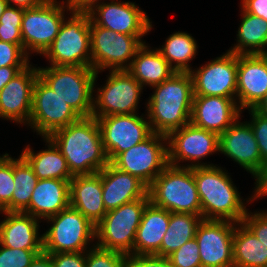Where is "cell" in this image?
I'll use <instances>...</instances> for the list:
<instances>
[{
  "instance_id": "cell-1",
  "label": "cell",
  "mask_w": 267,
  "mask_h": 267,
  "mask_svg": "<svg viewBox=\"0 0 267 267\" xmlns=\"http://www.w3.org/2000/svg\"><path fill=\"white\" fill-rule=\"evenodd\" d=\"M65 157L73 175L100 172L108 163L97 119L81 117L48 137Z\"/></svg>"
},
{
  "instance_id": "cell-2",
  "label": "cell",
  "mask_w": 267,
  "mask_h": 267,
  "mask_svg": "<svg viewBox=\"0 0 267 267\" xmlns=\"http://www.w3.org/2000/svg\"><path fill=\"white\" fill-rule=\"evenodd\" d=\"M151 88L154 91L146 102L145 118L152 132L168 136L190 122L194 96L190 73L176 72Z\"/></svg>"
},
{
  "instance_id": "cell-3",
  "label": "cell",
  "mask_w": 267,
  "mask_h": 267,
  "mask_svg": "<svg viewBox=\"0 0 267 267\" xmlns=\"http://www.w3.org/2000/svg\"><path fill=\"white\" fill-rule=\"evenodd\" d=\"M201 203L202 219L242 222L247 209L245 199L222 167L200 166L193 168Z\"/></svg>"
},
{
  "instance_id": "cell-4",
  "label": "cell",
  "mask_w": 267,
  "mask_h": 267,
  "mask_svg": "<svg viewBox=\"0 0 267 267\" xmlns=\"http://www.w3.org/2000/svg\"><path fill=\"white\" fill-rule=\"evenodd\" d=\"M39 78L80 117H91L98 72L88 67H38Z\"/></svg>"
},
{
  "instance_id": "cell-5",
  "label": "cell",
  "mask_w": 267,
  "mask_h": 267,
  "mask_svg": "<svg viewBox=\"0 0 267 267\" xmlns=\"http://www.w3.org/2000/svg\"><path fill=\"white\" fill-rule=\"evenodd\" d=\"M148 195L153 205L169 212L202 217L193 168L168 165L148 187Z\"/></svg>"
},
{
  "instance_id": "cell-6",
  "label": "cell",
  "mask_w": 267,
  "mask_h": 267,
  "mask_svg": "<svg viewBox=\"0 0 267 267\" xmlns=\"http://www.w3.org/2000/svg\"><path fill=\"white\" fill-rule=\"evenodd\" d=\"M59 32L42 54L51 66L91 68L90 17L88 12L70 11Z\"/></svg>"
},
{
  "instance_id": "cell-7",
  "label": "cell",
  "mask_w": 267,
  "mask_h": 267,
  "mask_svg": "<svg viewBox=\"0 0 267 267\" xmlns=\"http://www.w3.org/2000/svg\"><path fill=\"white\" fill-rule=\"evenodd\" d=\"M150 202L149 195L144 198L121 205L107 211L102 220L95 226V245L125 255H133L136 231L141 222L146 205Z\"/></svg>"
},
{
  "instance_id": "cell-8",
  "label": "cell",
  "mask_w": 267,
  "mask_h": 267,
  "mask_svg": "<svg viewBox=\"0 0 267 267\" xmlns=\"http://www.w3.org/2000/svg\"><path fill=\"white\" fill-rule=\"evenodd\" d=\"M46 221L52 225L42 234L44 253L86 252L96 240L95 225L71 206Z\"/></svg>"
},
{
  "instance_id": "cell-9",
  "label": "cell",
  "mask_w": 267,
  "mask_h": 267,
  "mask_svg": "<svg viewBox=\"0 0 267 267\" xmlns=\"http://www.w3.org/2000/svg\"><path fill=\"white\" fill-rule=\"evenodd\" d=\"M144 43L142 37L116 33L90 20L91 68L95 72L127 70Z\"/></svg>"
},
{
  "instance_id": "cell-10",
  "label": "cell",
  "mask_w": 267,
  "mask_h": 267,
  "mask_svg": "<svg viewBox=\"0 0 267 267\" xmlns=\"http://www.w3.org/2000/svg\"><path fill=\"white\" fill-rule=\"evenodd\" d=\"M64 4V0H44L37 7L24 9L21 35L28 55L37 53L41 56L54 41L66 17L65 12L71 11Z\"/></svg>"
},
{
  "instance_id": "cell-11",
  "label": "cell",
  "mask_w": 267,
  "mask_h": 267,
  "mask_svg": "<svg viewBox=\"0 0 267 267\" xmlns=\"http://www.w3.org/2000/svg\"><path fill=\"white\" fill-rule=\"evenodd\" d=\"M110 163L149 187L169 165L167 136L153 132L144 141L119 153Z\"/></svg>"
},
{
  "instance_id": "cell-12",
  "label": "cell",
  "mask_w": 267,
  "mask_h": 267,
  "mask_svg": "<svg viewBox=\"0 0 267 267\" xmlns=\"http://www.w3.org/2000/svg\"><path fill=\"white\" fill-rule=\"evenodd\" d=\"M105 85L93 97L94 118L137 113L143 86L127 70H109Z\"/></svg>"
},
{
  "instance_id": "cell-13",
  "label": "cell",
  "mask_w": 267,
  "mask_h": 267,
  "mask_svg": "<svg viewBox=\"0 0 267 267\" xmlns=\"http://www.w3.org/2000/svg\"><path fill=\"white\" fill-rule=\"evenodd\" d=\"M167 142L168 163L176 167L213 166L214 164L202 163L200 160L219 152V135L199 128L191 122L171 132L167 136ZM184 161L191 163L182 166L180 163Z\"/></svg>"
},
{
  "instance_id": "cell-14",
  "label": "cell",
  "mask_w": 267,
  "mask_h": 267,
  "mask_svg": "<svg viewBox=\"0 0 267 267\" xmlns=\"http://www.w3.org/2000/svg\"><path fill=\"white\" fill-rule=\"evenodd\" d=\"M81 117L52 91L39 77L32 97V108L28 125L42 138L49 137L58 129L78 121Z\"/></svg>"
},
{
  "instance_id": "cell-15",
  "label": "cell",
  "mask_w": 267,
  "mask_h": 267,
  "mask_svg": "<svg viewBox=\"0 0 267 267\" xmlns=\"http://www.w3.org/2000/svg\"><path fill=\"white\" fill-rule=\"evenodd\" d=\"M144 116L134 113L96 118L109 162L153 133Z\"/></svg>"
},
{
  "instance_id": "cell-16",
  "label": "cell",
  "mask_w": 267,
  "mask_h": 267,
  "mask_svg": "<svg viewBox=\"0 0 267 267\" xmlns=\"http://www.w3.org/2000/svg\"><path fill=\"white\" fill-rule=\"evenodd\" d=\"M189 73L194 96L236 98L237 54L227 51Z\"/></svg>"
},
{
  "instance_id": "cell-17",
  "label": "cell",
  "mask_w": 267,
  "mask_h": 267,
  "mask_svg": "<svg viewBox=\"0 0 267 267\" xmlns=\"http://www.w3.org/2000/svg\"><path fill=\"white\" fill-rule=\"evenodd\" d=\"M234 229L232 221L202 219L195 233L202 267H233Z\"/></svg>"
},
{
  "instance_id": "cell-18",
  "label": "cell",
  "mask_w": 267,
  "mask_h": 267,
  "mask_svg": "<svg viewBox=\"0 0 267 267\" xmlns=\"http://www.w3.org/2000/svg\"><path fill=\"white\" fill-rule=\"evenodd\" d=\"M90 20L97 26L113 30L116 33L143 37L153 28L146 12L135 2H102L89 12Z\"/></svg>"
},
{
  "instance_id": "cell-19",
  "label": "cell",
  "mask_w": 267,
  "mask_h": 267,
  "mask_svg": "<svg viewBox=\"0 0 267 267\" xmlns=\"http://www.w3.org/2000/svg\"><path fill=\"white\" fill-rule=\"evenodd\" d=\"M219 152L246 169L254 179L265 167L250 124L240 122L239 118L219 135Z\"/></svg>"
},
{
  "instance_id": "cell-20",
  "label": "cell",
  "mask_w": 267,
  "mask_h": 267,
  "mask_svg": "<svg viewBox=\"0 0 267 267\" xmlns=\"http://www.w3.org/2000/svg\"><path fill=\"white\" fill-rule=\"evenodd\" d=\"M267 98V58L263 54L237 55L239 108H258Z\"/></svg>"
},
{
  "instance_id": "cell-21",
  "label": "cell",
  "mask_w": 267,
  "mask_h": 267,
  "mask_svg": "<svg viewBox=\"0 0 267 267\" xmlns=\"http://www.w3.org/2000/svg\"><path fill=\"white\" fill-rule=\"evenodd\" d=\"M38 67L29 65L0 91V118L28 125Z\"/></svg>"
},
{
  "instance_id": "cell-22",
  "label": "cell",
  "mask_w": 267,
  "mask_h": 267,
  "mask_svg": "<svg viewBox=\"0 0 267 267\" xmlns=\"http://www.w3.org/2000/svg\"><path fill=\"white\" fill-rule=\"evenodd\" d=\"M241 113L236 98L193 96L190 122L220 135L242 117Z\"/></svg>"
},
{
  "instance_id": "cell-23",
  "label": "cell",
  "mask_w": 267,
  "mask_h": 267,
  "mask_svg": "<svg viewBox=\"0 0 267 267\" xmlns=\"http://www.w3.org/2000/svg\"><path fill=\"white\" fill-rule=\"evenodd\" d=\"M100 174L106 211L144 198L148 194V187L142 181L117 169L110 162L100 171Z\"/></svg>"
},
{
  "instance_id": "cell-24",
  "label": "cell",
  "mask_w": 267,
  "mask_h": 267,
  "mask_svg": "<svg viewBox=\"0 0 267 267\" xmlns=\"http://www.w3.org/2000/svg\"><path fill=\"white\" fill-rule=\"evenodd\" d=\"M5 214L0 221V244L7 248L43 250V235L39 219L24 212L0 211Z\"/></svg>"
},
{
  "instance_id": "cell-25",
  "label": "cell",
  "mask_w": 267,
  "mask_h": 267,
  "mask_svg": "<svg viewBox=\"0 0 267 267\" xmlns=\"http://www.w3.org/2000/svg\"><path fill=\"white\" fill-rule=\"evenodd\" d=\"M70 206L78 210L93 225H97L107 213L102 198L100 172L74 175L70 180Z\"/></svg>"
},
{
  "instance_id": "cell-26",
  "label": "cell",
  "mask_w": 267,
  "mask_h": 267,
  "mask_svg": "<svg viewBox=\"0 0 267 267\" xmlns=\"http://www.w3.org/2000/svg\"><path fill=\"white\" fill-rule=\"evenodd\" d=\"M70 180H38L24 213L44 221L70 206Z\"/></svg>"
},
{
  "instance_id": "cell-27",
  "label": "cell",
  "mask_w": 267,
  "mask_h": 267,
  "mask_svg": "<svg viewBox=\"0 0 267 267\" xmlns=\"http://www.w3.org/2000/svg\"><path fill=\"white\" fill-rule=\"evenodd\" d=\"M170 221V212L149 202L144 208L141 222L136 231L133 255L155 254Z\"/></svg>"
},
{
  "instance_id": "cell-28",
  "label": "cell",
  "mask_w": 267,
  "mask_h": 267,
  "mask_svg": "<svg viewBox=\"0 0 267 267\" xmlns=\"http://www.w3.org/2000/svg\"><path fill=\"white\" fill-rule=\"evenodd\" d=\"M127 71L143 88L158 85L176 73L161 53L146 43L137 51Z\"/></svg>"
},
{
  "instance_id": "cell-29",
  "label": "cell",
  "mask_w": 267,
  "mask_h": 267,
  "mask_svg": "<svg viewBox=\"0 0 267 267\" xmlns=\"http://www.w3.org/2000/svg\"><path fill=\"white\" fill-rule=\"evenodd\" d=\"M43 140L46 142L47 149L35 153L27 145L23 149L21 156L33 168L34 174L40 180H71L74 175L70 172L66 159L61 151L48 137L43 138Z\"/></svg>"
},
{
  "instance_id": "cell-30",
  "label": "cell",
  "mask_w": 267,
  "mask_h": 267,
  "mask_svg": "<svg viewBox=\"0 0 267 267\" xmlns=\"http://www.w3.org/2000/svg\"><path fill=\"white\" fill-rule=\"evenodd\" d=\"M241 13L242 20L237 31V43L228 51L237 55L265 54L267 21L245 12L242 8Z\"/></svg>"
},
{
  "instance_id": "cell-31",
  "label": "cell",
  "mask_w": 267,
  "mask_h": 267,
  "mask_svg": "<svg viewBox=\"0 0 267 267\" xmlns=\"http://www.w3.org/2000/svg\"><path fill=\"white\" fill-rule=\"evenodd\" d=\"M267 247L242 223H235L233 267H266Z\"/></svg>"
},
{
  "instance_id": "cell-32",
  "label": "cell",
  "mask_w": 267,
  "mask_h": 267,
  "mask_svg": "<svg viewBox=\"0 0 267 267\" xmlns=\"http://www.w3.org/2000/svg\"><path fill=\"white\" fill-rule=\"evenodd\" d=\"M201 221L200 215L170 212L167 231L162 239L160 249L154 255L167 258L183 244L195 238L197 226Z\"/></svg>"
},
{
  "instance_id": "cell-33",
  "label": "cell",
  "mask_w": 267,
  "mask_h": 267,
  "mask_svg": "<svg viewBox=\"0 0 267 267\" xmlns=\"http://www.w3.org/2000/svg\"><path fill=\"white\" fill-rule=\"evenodd\" d=\"M178 73H189L192 70L189 62L196 57L198 45L191 34L175 32L170 34L165 44L156 48Z\"/></svg>"
},
{
  "instance_id": "cell-34",
  "label": "cell",
  "mask_w": 267,
  "mask_h": 267,
  "mask_svg": "<svg viewBox=\"0 0 267 267\" xmlns=\"http://www.w3.org/2000/svg\"><path fill=\"white\" fill-rule=\"evenodd\" d=\"M13 177L12 212H24L29 207L31 194L39 179L21 155L18 159L13 158Z\"/></svg>"
},
{
  "instance_id": "cell-35",
  "label": "cell",
  "mask_w": 267,
  "mask_h": 267,
  "mask_svg": "<svg viewBox=\"0 0 267 267\" xmlns=\"http://www.w3.org/2000/svg\"><path fill=\"white\" fill-rule=\"evenodd\" d=\"M14 188L13 158L5 153L0 156V211L12 212Z\"/></svg>"
},
{
  "instance_id": "cell-36",
  "label": "cell",
  "mask_w": 267,
  "mask_h": 267,
  "mask_svg": "<svg viewBox=\"0 0 267 267\" xmlns=\"http://www.w3.org/2000/svg\"><path fill=\"white\" fill-rule=\"evenodd\" d=\"M128 255L91 244L86 251V267H127Z\"/></svg>"
},
{
  "instance_id": "cell-37",
  "label": "cell",
  "mask_w": 267,
  "mask_h": 267,
  "mask_svg": "<svg viewBox=\"0 0 267 267\" xmlns=\"http://www.w3.org/2000/svg\"><path fill=\"white\" fill-rule=\"evenodd\" d=\"M167 258L172 267H202L199 247L195 238L183 244Z\"/></svg>"
},
{
  "instance_id": "cell-38",
  "label": "cell",
  "mask_w": 267,
  "mask_h": 267,
  "mask_svg": "<svg viewBox=\"0 0 267 267\" xmlns=\"http://www.w3.org/2000/svg\"><path fill=\"white\" fill-rule=\"evenodd\" d=\"M0 267H29L43 250L7 248L0 244Z\"/></svg>"
},
{
  "instance_id": "cell-39",
  "label": "cell",
  "mask_w": 267,
  "mask_h": 267,
  "mask_svg": "<svg viewBox=\"0 0 267 267\" xmlns=\"http://www.w3.org/2000/svg\"><path fill=\"white\" fill-rule=\"evenodd\" d=\"M251 114V120L248 121L255 135L258 148L261 155V161L267 164V113L260 111L258 108L246 109Z\"/></svg>"
},
{
  "instance_id": "cell-40",
  "label": "cell",
  "mask_w": 267,
  "mask_h": 267,
  "mask_svg": "<svg viewBox=\"0 0 267 267\" xmlns=\"http://www.w3.org/2000/svg\"><path fill=\"white\" fill-rule=\"evenodd\" d=\"M30 56L25 52L23 44L0 41V67L29 66Z\"/></svg>"
},
{
  "instance_id": "cell-41",
  "label": "cell",
  "mask_w": 267,
  "mask_h": 267,
  "mask_svg": "<svg viewBox=\"0 0 267 267\" xmlns=\"http://www.w3.org/2000/svg\"><path fill=\"white\" fill-rule=\"evenodd\" d=\"M242 223L267 247V210L246 212Z\"/></svg>"
},
{
  "instance_id": "cell-42",
  "label": "cell",
  "mask_w": 267,
  "mask_h": 267,
  "mask_svg": "<svg viewBox=\"0 0 267 267\" xmlns=\"http://www.w3.org/2000/svg\"><path fill=\"white\" fill-rule=\"evenodd\" d=\"M54 267H86V252L47 253Z\"/></svg>"
},
{
  "instance_id": "cell-43",
  "label": "cell",
  "mask_w": 267,
  "mask_h": 267,
  "mask_svg": "<svg viewBox=\"0 0 267 267\" xmlns=\"http://www.w3.org/2000/svg\"><path fill=\"white\" fill-rule=\"evenodd\" d=\"M127 267H172L168 258L149 255H128Z\"/></svg>"
},
{
  "instance_id": "cell-44",
  "label": "cell",
  "mask_w": 267,
  "mask_h": 267,
  "mask_svg": "<svg viewBox=\"0 0 267 267\" xmlns=\"http://www.w3.org/2000/svg\"><path fill=\"white\" fill-rule=\"evenodd\" d=\"M0 41L23 44L21 25L0 24Z\"/></svg>"
},
{
  "instance_id": "cell-45",
  "label": "cell",
  "mask_w": 267,
  "mask_h": 267,
  "mask_svg": "<svg viewBox=\"0 0 267 267\" xmlns=\"http://www.w3.org/2000/svg\"><path fill=\"white\" fill-rule=\"evenodd\" d=\"M241 4L245 12L267 21V0H242Z\"/></svg>"
},
{
  "instance_id": "cell-46",
  "label": "cell",
  "mask_w": 267,
  "mask_h": 267,
  "mask_svg": "<svg viewBox=\"0 0 267 267\" xmlns=\"http://www.w3.org/2000/svg\"><path fill=\"white\" fill-rule=\"evenodd\" d=\"M24 8L7 6L0 17V24L21 25Z\"/></svg>"
},
{
  "instance_id": "cell-47",
  "label": "cell",
  "mask_w": 267,
  "mask_h": 267,
  "mask_svg": "<svg viewBox=\"0 0 267 267\" xmlns=\"http://www.w3.org/2000/svg\"><path fill=\"white\" fill-rule=\"evenodd\" d=\"M253 195L246 200L247 203H251V201L256 200L260 197H264L267 195V164L262 170L261 174L255 179V187H254Z\"/></svg>"
},
{
  "instance_id": "cell-48",
  "label": "cell",
  "mask_w": 267,
  "mask_h": 267,
  "mask_svg": "<svg viewBox=\"0 0 267 267\" xmlns=\"http://www.w3.org/2000/svg\"><path fill=\"white\" fill-rule=\"evenodd\" d=\"M100 1V2H99ZM102 0H66L67 7L74 12H89L95 5L102 3Z\"/></svg>"
},
{
  "instance_id": "cell-49",
  "label": "cell",
  "mask_w": 267,
  "mask_h": 267,
  "mask_svg": "<svg viewBox=\"0 0 267 267\" xmlns=\"http://www.w3.org/2000/svg\"><path fill=\"white\" fill-rule=\"evenodd\" d=\"M27 66H6L0 67V91L6 84L19 74Z\"/></svg>"
},
{
  "instance_id": "cell-50",
  "label": "cell",
  "mask_w": 267,
  "mask_h": 267,
  "mask_svg": "<svg viewBox=\"0 0 267 267\" xmlns=\"http://www.w3.org/2000/svg\"><path fill=\"white\" fill-rule=\"evenodd\" d=\"M29 267H54L51 256L47 253L38 254L35 259L31 262Z\"/></svg>"
},
{
  "instance_id": "cell-51",
  "label": "cell",
  "mask_w": 267,
  "mask_h": 267,
  "mask_svg": "<svg viewBox=\"0 0 267 267\" xmlns=\"http://www.w3.org/2000/svg\"><path fill=\"white\" fill-rule=\"evenodd\" d=\"M6 1L8 2L9 6L28 9L39 6L44 0H6Z\"/></svg>"
},
{
  "instance_id": "cell-52",
  "label": "cell",
  "mask_w": 267,
  "mask_h": 267,
  "mask_svg": "<svg viewBox=\"0 0 267 267\" xmlns=\"http://www.w3.org/2000/svg\"><path fill=\"white\" fill-rule=\"evenodd\" d=\"M7 6H8V2L6 0H0V17L3 14Z\"/></svg>"
},
{
  "instance_id": "cell-53",
  "label": "cell",
  "mask_w": 267,
  "mask_h": 267,
  "mask_svg": "<svg viewBox=\"0 0 267 267\" xmlns=\"http://www.w3.org/2000/svg\"><path fill=\"white\" fill-rule=\"evenodd\" d=\"M258 109L264 113H267V98L264 102L258 107Z\"/></svg>"
}]
</instances>
